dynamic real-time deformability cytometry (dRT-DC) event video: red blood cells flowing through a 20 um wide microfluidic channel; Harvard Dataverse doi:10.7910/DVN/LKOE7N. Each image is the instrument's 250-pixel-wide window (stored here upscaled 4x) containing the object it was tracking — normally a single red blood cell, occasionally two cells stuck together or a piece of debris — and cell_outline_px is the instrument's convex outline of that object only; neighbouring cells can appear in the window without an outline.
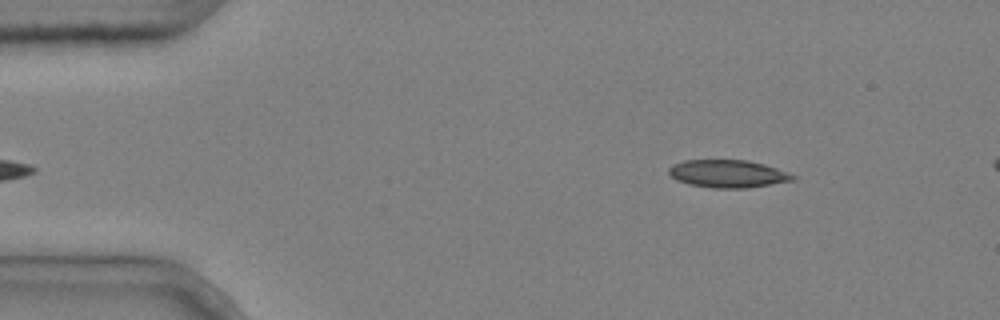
{"species": "common noctule bat (a hibernating species)", "species_latin": "Nyctalus noctula", "temperature_condition": "cold", "stored_images_in_passage": 5, "camera_frame_rate_fps": 3000, "um_per_image_px": 0.085, "animal": {"sex": "male", "body_mass_g": 20.4}, "frame": {"image": 1, "passage_image": 5, "time_ms": 1.333, "image_size_px": [1000, 320], "cell_outline_px": [[796, 180], [748, 188], [712, 188], [688, 184], [676, 180], [668, 172], [668, 168], [672, 164], [684, 160], [748, 160], [764, 164], [788, 172], [796, 176]], "centroid_in_image_um": [61.87, 14.77], "position_along_channel_um": 23.1, "area_um2": 20.17}}